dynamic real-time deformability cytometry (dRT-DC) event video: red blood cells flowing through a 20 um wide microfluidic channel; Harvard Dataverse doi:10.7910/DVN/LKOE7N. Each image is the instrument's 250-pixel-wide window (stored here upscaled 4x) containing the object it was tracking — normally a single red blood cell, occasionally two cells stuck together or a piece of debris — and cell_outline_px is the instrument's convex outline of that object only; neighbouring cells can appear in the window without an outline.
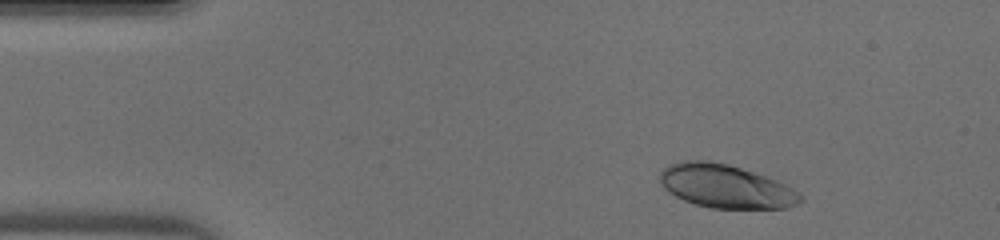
{"species": "human", "species_latin": "Homo sapiens", "temperature_condition": "warm", "stored_images_in_passage": 42, "camera_frame_rate_fps": 3000, "um_per_image_px": 0.085, "donor": {"sex": "male"}, "frame": {"image": 1, "passage_image": 3, "time_ms": 0.667, "image_size_px": [1000, 240], "cell_outline_px": [[804, 200], [796, 204], [784, 208], [712, 208], [696, 204], [684, 200], [668, 192], [660, 184], [660, 172], [668, 164], [680, 160], [708, 160], [728, 164], [776, 180], [792, 188], [804, 196]], "centroid_in_image_um": [61.65, 15.83], "position_along_channel_um": 23.3, "area_um2": 35.49}}
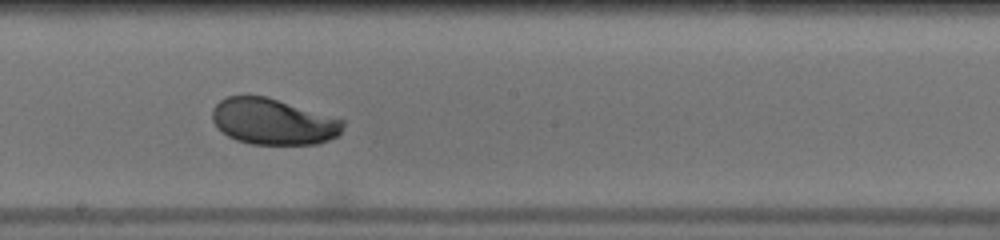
{"frame": {"image": 2, "passage_image": 22, "time_ms": 7.0, "image_size_px": [1000, 240], "cell_outline_px": [[344, 124], [340, 136], [316, 144], [252, 144], [236, 140], [228, 136], [212, 120], [212, 108], [220, 100], [228, 96], [268, 96], [344, 120]], "centroid_in_image_um": [23.24, 10.33], "position_along_channel_um": 225.0, "area_um2": 35.08}}
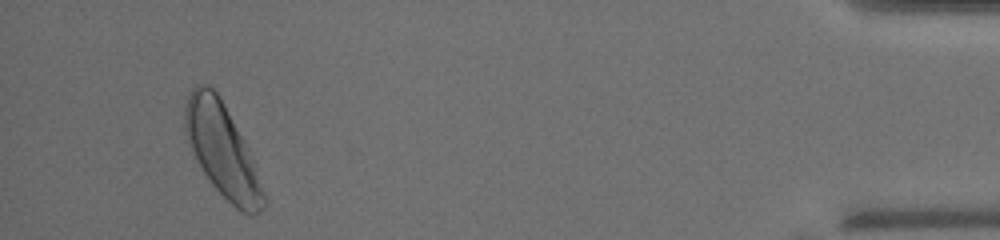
{"frame": {"image": 3, "passage_image": 40, "time_ms": 13.0, "image_size_px": [1000, 240], "cell_outline_px": [[268, 204], [260, 212], [252, 216], [248, 216], [240, 212], [212, 184], [204, 172], [188, 140], [184, 128], [184, 108], [188, 92], [196, 84], [208, 84], [220, 96], [252, 156], [268, 200]], "centroid_in_image_um": [18.93, 12.79], "position_along_channel_um": 416.3, "area_um2": 42.48}}